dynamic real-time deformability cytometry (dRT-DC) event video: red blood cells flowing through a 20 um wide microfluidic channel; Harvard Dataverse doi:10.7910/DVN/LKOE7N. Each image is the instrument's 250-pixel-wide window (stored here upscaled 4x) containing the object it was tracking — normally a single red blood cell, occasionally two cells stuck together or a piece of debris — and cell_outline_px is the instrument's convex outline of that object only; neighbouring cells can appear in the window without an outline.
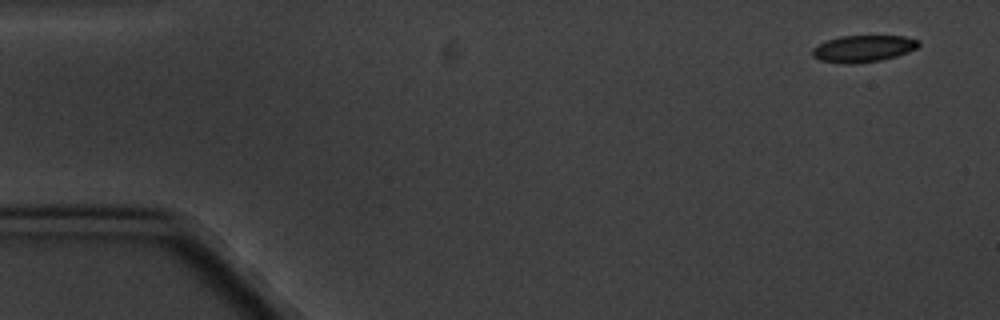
{"species": "common noctule bat (a hibernating species)", "species_latin": "Nyctalus noctula", "temperature_condition": "cold", "stored_images_in_passage": 5, "camera_frame_rate_fps": 3000, "um_per_image_px": 0.085, "animal": {"sex": "male", "body_mass_g": 20.1, "forearm_length_mm": 53.5}, "frame": {"image": 1, "passage_image": 1, "time_ms": 0.0, "image_size_px": [1000, 320], "cell_outline_px": [[920, 44], [916, 48], [908, 52], [896, 56], [880, 60], [848, 64], [844, 64], [820, 60], [812, 56], [812, 48], [828, 40], [840, 36], [904, 36], [920, 40]], "centroid_in_image_um": [73.38, 4.13], "position_along_channel_um": 11.6, "area_um2": 16.47}}
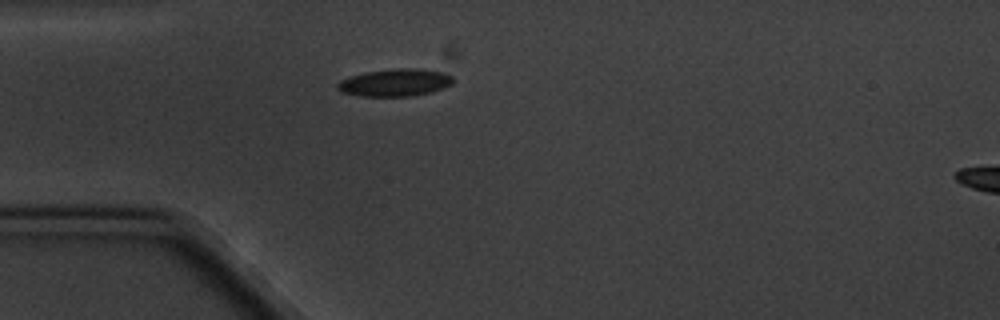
{"frame": {"image": 2, "passage_image": 4, "time_ms": 4.333, "image_size_px": [1000, 320], "cell_outline_px": [[452, 84], [432, 92], [412, 96], [360, 96], [340, 92], [336, 88], [336, 84], [340, 80], [348, 76], [364, 72], [396, 68], [420, 68], [444, 72], [452, 76]], "centroid_in_image_um": [33.54, 7.01], "position_along_channel_um": 51.5, "area_um2": 18.73}}